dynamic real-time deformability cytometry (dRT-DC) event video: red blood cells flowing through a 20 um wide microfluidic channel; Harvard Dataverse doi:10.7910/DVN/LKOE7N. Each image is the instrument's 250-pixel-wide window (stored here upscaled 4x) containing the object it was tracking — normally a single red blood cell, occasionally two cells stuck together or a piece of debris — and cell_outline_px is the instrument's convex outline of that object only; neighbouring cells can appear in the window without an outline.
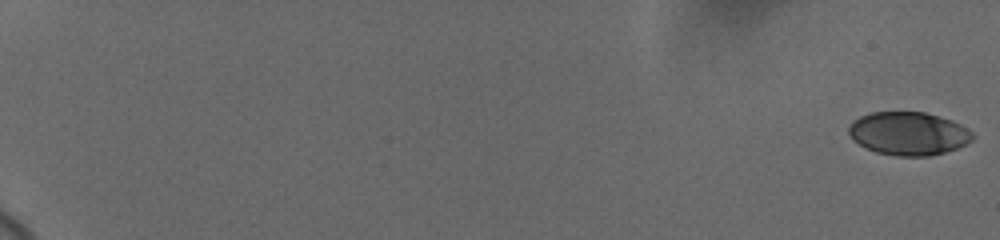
{"species": "human", "species_latin": "Homo sapiens", "temperature_condition": "cold", "stored_images_in_passage": 10, "camera_frame_rate_fps": 3000, "um_per_image_px": 0.085, "donor": {"sex": "female"}, "frame": {"image": 1, "passage_image": 1, "time_ms": 0.0, "image_size_px": [1000, 240], "cell_outline_px": [[976, 136], [972, 140], [956, 148], [944, 152], [928, 156], [896, 156], [876, 152], [852, 140], [848, 132], [848, 128], [852, 120], [860, 116], [872, 112], [924, 112], [952, 120], [960, 124], [972, 132]], "centroid_in_image_um": [77.2, 11.34], "position_along_channel_um": 7.8, "area_um2": 31.15}}